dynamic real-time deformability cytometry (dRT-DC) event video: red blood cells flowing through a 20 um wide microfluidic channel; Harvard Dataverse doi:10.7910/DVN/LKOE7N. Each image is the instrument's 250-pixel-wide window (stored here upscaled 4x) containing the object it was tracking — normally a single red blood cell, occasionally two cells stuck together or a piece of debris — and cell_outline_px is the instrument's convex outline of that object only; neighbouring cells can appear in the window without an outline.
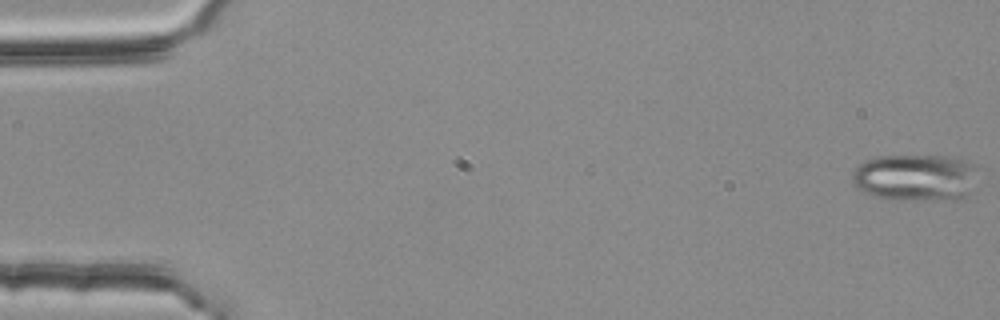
{"species": "common noctule bat (a hibernating species)", "species_latin": "Nyctalus noctula", "temperature_condition": "room temperature", "stored_images_in_passage": 55, "segment_of_instrument_passage": [1, 2], "camera_frame_rate_fps": 3000, "um_per_image_px": 0.085, "animal": {"sex": "female", "body_mass_g": 25.1}, "frame": {"image": 1, "passage_image": 1, "time_ms": 0.0, "image_size_px": [1000, 320], "cell_outline_px": [[980, 168], [972, 192], [956, 200], [896, 200], [872, 196], [852, 184], [852, 172], [864, 160], [880, 156], [952, 156], [968, 160], [976, 164]], "centroid_in_image_um": [77.89, 15.09], "position_along_channel_um": 7.1, "area_um2": 35.32}}